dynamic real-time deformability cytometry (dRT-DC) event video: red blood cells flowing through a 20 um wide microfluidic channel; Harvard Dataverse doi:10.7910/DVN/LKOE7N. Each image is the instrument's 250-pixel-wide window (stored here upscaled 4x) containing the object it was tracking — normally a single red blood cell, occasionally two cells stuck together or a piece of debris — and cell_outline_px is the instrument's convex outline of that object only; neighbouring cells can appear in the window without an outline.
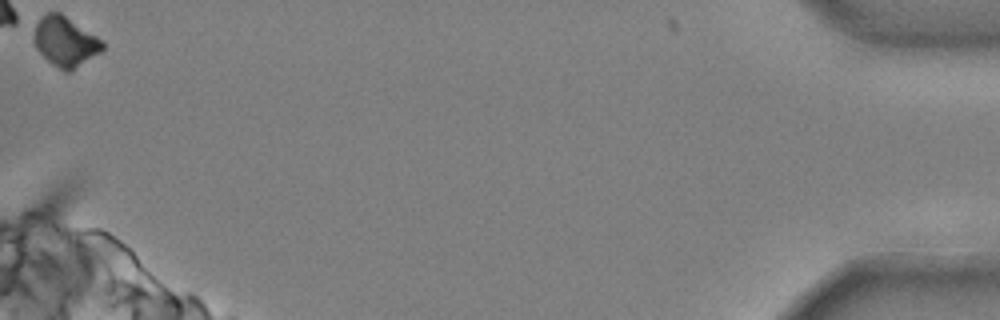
{"species": "common noctule bat (a hibernating species)", "species_latin": "Nyctalus noctula", "temperature_condition": "cold", "stored_images_in_passage": 38, "camera_frame_rate_fps": 3000, "um_per_image_px": 0.085, "animal": {"sex": "male", "body_mass_g": 20.4}, "frame": {"image": 1, "passage_image": 38, "time_ms": 12.333, "image_size_px": [1000, 320], "cell_outline_px": [[104, 48], [100, 52], [68, 72], [64, 72], [52, 64], [36, 48], [32, 40], [32, 24], [40, 16], [48, 12], [60, 12], [104, 40]], "centroid_in_image_um": [5.49, 3.48], "position_along_channel_um": 429.7, "area_um2": 20.23}, "authors_computed_cell_mechanics": {"area_um2": 23.409, "velocity_mm_per_s": 3.7195, "shape_relaxation_time_tau1_ms": null, "shape_relaxation_time_tau2_ms": 6.4343, "deformation_change_tau1": null, "deformation_change_tau2": 0.1548}}